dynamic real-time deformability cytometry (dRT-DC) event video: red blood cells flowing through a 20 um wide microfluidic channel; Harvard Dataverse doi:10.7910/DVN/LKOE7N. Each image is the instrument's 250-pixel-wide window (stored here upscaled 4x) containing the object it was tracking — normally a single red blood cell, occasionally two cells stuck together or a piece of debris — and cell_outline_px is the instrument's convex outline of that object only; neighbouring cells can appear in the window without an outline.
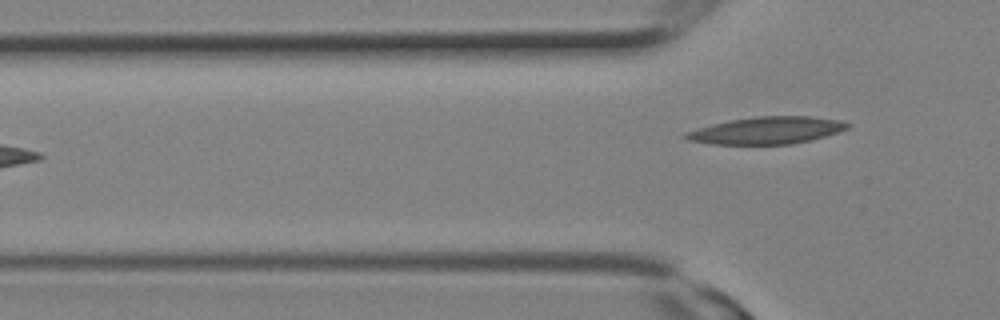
{"species": "Egyptian fruit bat (a non-hibernating species)", "species_latin": "Rousettus aegyptiacus", "temperature_condition": "room temperature", "stored_images_in_passage": 9, "segment_of_instrument_passage": [2, 2], "camera_frame_rate_fps": 3000, "um_per_image_px": 0.085, "animal": {"sex": "female"}, "frame": {"image": 1, "passage_image": 9, "time_ms": 2.667, "image_size_px": [1000, 320], "cell_outline_px": [[848, 124], [844, 128], [820, 136], [804, 140], [784, 144], [720, 144], [696, 140], [684, 136], [692, 132], [704, 128], [736, 120], [764, 116], [800, 116], [828, 120]], "centroid_in_image_um": [65.17, 11.09], "position_along_channel_um": 60.6, "area_um2": 22.95}}